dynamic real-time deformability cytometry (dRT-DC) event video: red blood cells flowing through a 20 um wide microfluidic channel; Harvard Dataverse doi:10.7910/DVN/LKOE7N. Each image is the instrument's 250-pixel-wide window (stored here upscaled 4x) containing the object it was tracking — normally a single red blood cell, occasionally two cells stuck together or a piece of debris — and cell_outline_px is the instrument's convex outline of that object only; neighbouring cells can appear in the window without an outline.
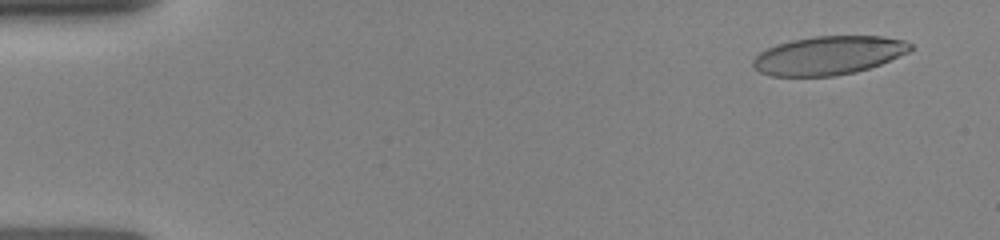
{"species": "human", "species_latin": "Homo sapiens", "temperature_condition": "room temperature", "stored_images_in_passage": 51, "camera_frame_rate_fps": 3000, "um_per_image_px": 0.085, "donor": {"sex": "female"}, "frame": {"image": 1, "passage_image": 3, "time_ms": 0.667, "image_size_px": [1000, 240], "cell_outline_px": [[912, 48], [908, 52], [880, 64], [856, 72], [832, 76], [772, 76], [760, 72], [752, 64], [752, 60], [760, 52], [776, 44], [792, 40], [816, 36], [884, 36], [904, 40], [912, 44]], "centroid_in_image_um": [70.42, 4.71], "position_along_channel_um": 14.6, "area_um2": 35.26}}
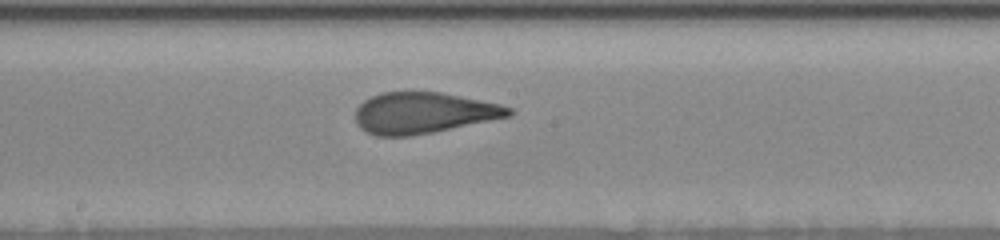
{"frame": {"image": 2, "passage_image": 28, "time_ms": 8.333, "image_size_px": [1000, 240], "cell_outline_px": [[516, 112], [512, 116], [412, 136], [376, 136], [360, 128], [356, 124], [356, 108], [364, 100], [380, 92], [440, 92], [500, 104], [512, 108]], "centroid_in_image_um": [36.0, 9.6], "position_along_channel_um": 212.2, "area_um2": 36.76}}
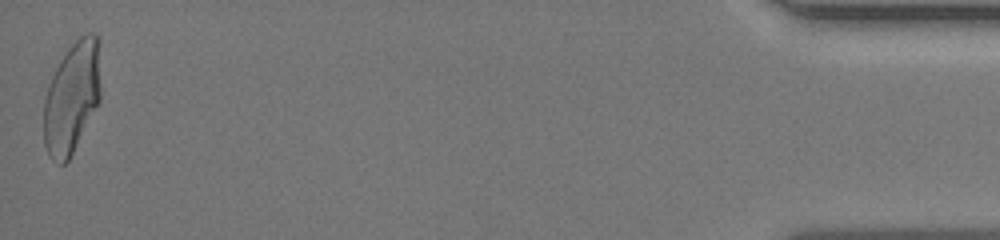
{"frame": {"image": 3, "passage_image": 51, "time_ms": 15.667, "image_size_px": [1000, 240], "cell_outline_px": [[100, 100], [68, 160], [64, 164], [56, 164], [48, 156], [44, 144], [44, 96], [48, 84], [60, 60], [68, 48], [80, 36], [88, 32], [92, 32], [100, 40]], "centroid_in_image_um": [6.11, 8.26], "position_along_channel_um": 429.1, "area_um2": 37.22}}